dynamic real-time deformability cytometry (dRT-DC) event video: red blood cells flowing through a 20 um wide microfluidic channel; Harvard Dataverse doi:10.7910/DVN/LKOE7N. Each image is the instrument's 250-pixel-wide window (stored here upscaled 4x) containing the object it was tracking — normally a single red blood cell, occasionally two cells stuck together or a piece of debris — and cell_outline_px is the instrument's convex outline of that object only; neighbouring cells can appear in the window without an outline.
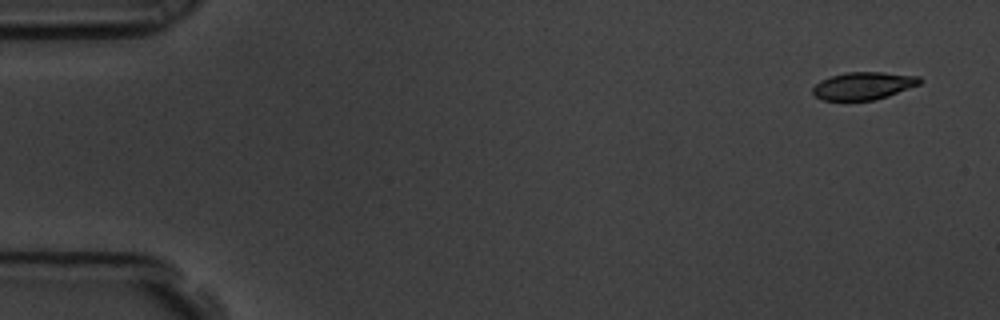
{"species": "common noctule bat (a hibernating species)", "species_latin": "Nyctalus noctula", "temperature_condition": "room temperature", "stored_images_in_passage": 5, "camera_frame_rate_fps": 3000, "um_per_image_px": 0.085, "animal": {"sex": "male", "body_mass_g": 19.5, "forearm_length_mm": 54.6}, "frame": {"image": 1, "passage_image": 1, "time_ms": 0.0, "image_size_px": [1000, 320], "cell_outline_px": [[924, 80], [920, 84], [888, 96], [872, 100], [824, 100], [816, 96], [812, 92], [812, 88], [820, 80], [844, 72], [884, 72], [920, 76]], "centroid_in_image_um": [73.42, 7.28], "position_along_channel_um": 11.6, "area_um2": 17.22}}
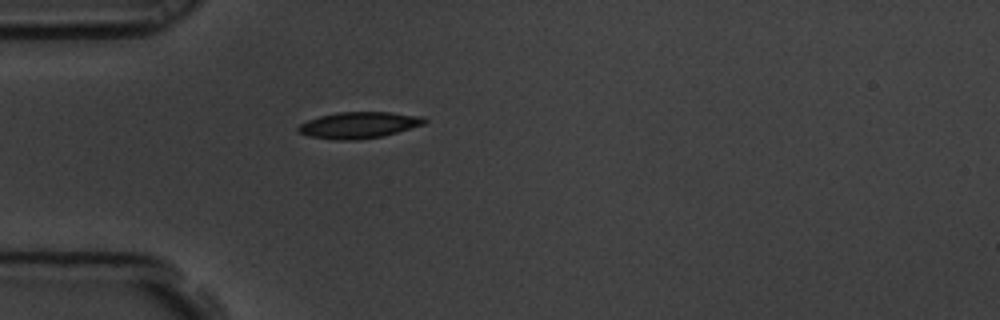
{"frame": {"image": 2, "passage_image": 5, "time_ms": 1.333, "image_size_px": [1000, 320], "cell_outline_px": [[428, 120], [424, 124], [396, 132], [380, 136], [356, 140], [336, 140], [308, 136], [296, 132], [296, 128], [300, 124], [308, 120], [320, 116], [336, 112], [392, 112], [424, 116]], "centroid_in_image_um": [30.47, 10.62], "position_along_channel_um": 54.5, "area_um2": 19.42}}